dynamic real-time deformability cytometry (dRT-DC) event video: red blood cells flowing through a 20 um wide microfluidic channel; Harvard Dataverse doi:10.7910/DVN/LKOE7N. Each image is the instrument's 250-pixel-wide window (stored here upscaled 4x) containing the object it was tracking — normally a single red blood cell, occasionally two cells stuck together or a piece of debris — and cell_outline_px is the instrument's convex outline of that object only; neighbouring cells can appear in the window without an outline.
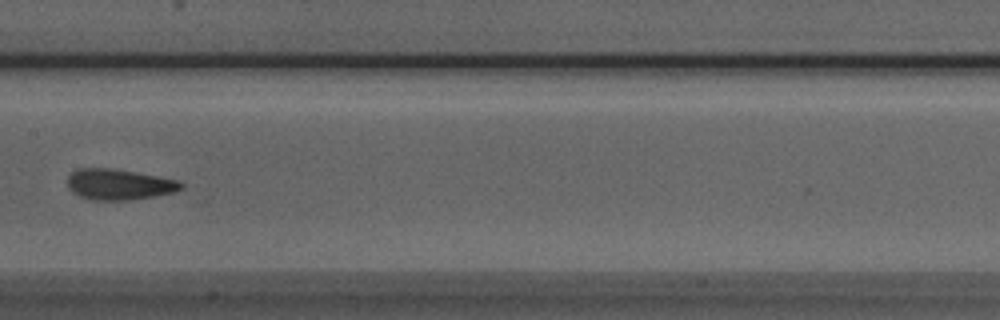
{"species": "Egyptian fruit bat (a non-hibernating species)", "species_latin": "Rousettus aegyptiacus", "temperature_condition": "room temperature", "stored_images_in_passage": 7, "camera_frame_rate_fps": 3000, "um_per_image_px": 0.085, "animal": {"sex": "male"}, "frame": {"image": 1, "passage_image": 6, "time_ms": 1.667, "image_size_px": [1000, 320], "cell_outline_px": [[184, 188], [176, 192], [156, 196], [132, 200], [92, 200], [80, 196], [72, 192], [68, 188], [68, 176], [76, 168], [108, 168], [136, 172], [180, 180], [184, 184]], "centroid_in_image_um": [10.16, 15.68], "position_along_channel_um": 197.2, "area_um2": 20.63}}
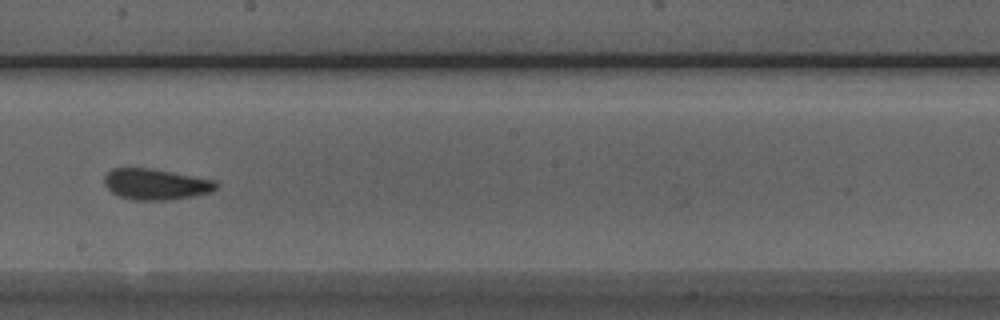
{"frame": {"image": 2, "passage_image": 7, "time_ms": 2.0, "image_size_px": [1000, 320], "cell_outline_px": [[216, 188], [212, 192], [192, 196], [168, 200], [132, 200], [120, 196], [112, 192], [104, 184], [104, 176], [112, 168], [152, 168], [216, 180]], "centroid_in_image_um": [13.23, 15.65], "position_along_channel_um": 235.0, "area_um2": 20.17}}